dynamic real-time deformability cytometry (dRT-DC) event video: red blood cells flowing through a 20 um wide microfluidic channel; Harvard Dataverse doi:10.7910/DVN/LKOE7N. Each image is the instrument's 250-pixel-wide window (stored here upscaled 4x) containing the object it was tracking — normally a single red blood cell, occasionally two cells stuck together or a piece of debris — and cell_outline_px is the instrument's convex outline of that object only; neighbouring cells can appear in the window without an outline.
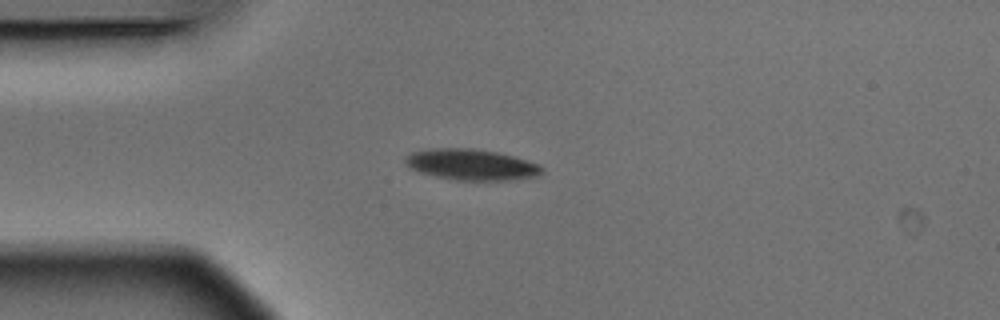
{"species": "Egyptian fruit bat (a non-hibernating species)", "species_latin": "Rousettus aegyptiacus", "temperature_condition": "warm", "stored_images_in_passage": 5, "camera_frame_rate_fps": 3000, "um_per_image_px": 0.085, "animal": {"sex": "male"}, "frame": {"image": 1, "passage_image": 3, "time_ms": 0.667, "image_size_px": [1000, 320], "cell_outline_px": [[544, 172], [536, 176], [512, 180], [456, 180], [436, 176], [420, 172], [408, 168], [404, 160], [404, 156], [412, 152], [428, 148], [472, 148], [496, 152], [512, 156], [540, 164], [544, 168]], "centroid_in_image_um": [40.04, 13.99], "position_along_channel_um": 45.0, "area_um2": 24.8}}
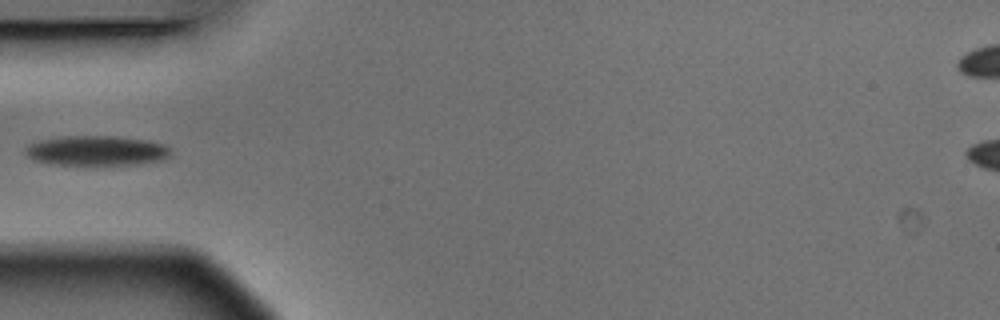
{"frame": {"image": 2, "passage_image": 4, "time_ms": 1.0, "image_size_px": [1000, 320], "cell_outline_px": [[172, 152], [164, 160], [136, 164], [52, 164], [32, 160], [24, 152], [24, 148], [28, 144], [36, 140], [60, 136], [112, 136], [144, 140], [164, 144]], "centroid_in_image_um": [8.14, 12.8], "position_along_channel_um": 76.9, "area_um2": 25.32}}
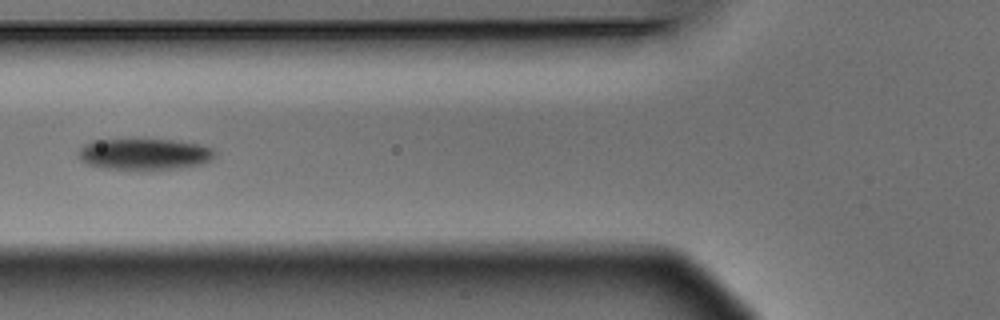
{"frame": {"image": 3, "passage_image": 5, "time_ms": 1.333, "image_size_px": [1000, 320], "cell_outline_px": [[216, 156], [212, 160], [204, 164], [180, 168], [148, 172], [100, 168], [88, 164], [80, 160], [80, 148], [84, 144], [92, 140], [176, 140], [200, 144], [212, 148], [216, 152]], "centroid_in_image_um": [12.33, 13.15], "position_along_channel_um": 113.5, "area_um2": 25.72}}